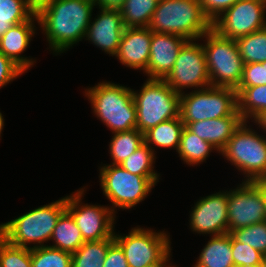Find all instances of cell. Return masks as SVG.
I'll use <instances>...</instances> for the list:
<instances>
[{
  "label": "cell",
  "mask_w": 266,
  "mask_h": 267,
  "mask_svg": "<svg viewBox=\"0 0 266 267\" xmlns=\"http://www.w3.org/2000/svg\"><path fill=\"white\" fill-rule=\"evenodd\" d=\"M189 215L193 233L210 236L228 233V190L200 198Z\"/></svg>",
  "instance_id": "15"
},
{
  "label": "cell",
  "mask_w": 266,
  "mask_h": 267,
  "mask_svg": "<svg viewBox=\"0 0 266 267\" xmlns=\"http://www.w3.org/2000/svg\"><path fill=\"white\" fill-rule=\"evenodd\" d=\"M158 0H125L120 8L125 28L148 27Z\"/></svg>",
  "instance_id": "27"
},
{
  "label": "cell",
  "mask_w": 266,
  "mask_h": 267,
  "mask_svg": "<svg viewBox=\"0 0 266 267\" xmlns=\"http://www.w3.org/2000/svg\"><path fill=\"white\" fill-rule=\"evenodd\" d=\"M38 23L37 14L27 21L14 25L0 38V52L17 64L25 73L33 67L36 60L22 55L28 48L32 37L35 36Z\"/></svg>",
  "instance_id": "19"
},
{
  "label": "cell",
  "mask_w": 266,
  "mask_h": 267,
  "mask_svg": "<svg viewBox=\"0 0 266 267\" xmlns=\"http://www.w3.org/2000/svg\"><path fill=\"white\" fill-rule=\"evenodd\" d=\"M86 188L66 196V210L74 218L84 242L100 241L114 235L116 215L109 206L84 204ZM115 222V223H114Z\"/></svg>",
  "instance_id": "11"
},
{
  "label": "cell",
  "mask_w": 266,
  "mask_h": 267,
  "mask_svg": "<svg viewBox=\"0 0 266 267\" xmlns=\"http://www.w3.org/2000/svg\"><path fill=\"white\" fill-rule=\"evenodd\" d=\"M266 220L265 202L255 182L243 181L228 191V233Z\"/></svg>",
  "instance_id": "14"
},
{
  "label": "cell",
  "mask_w": 266,
  "mask_h": 267,
  "mask_svg": "<svg viewBox=\"0 0 266 267\" xmlns=\"http://www.w3.org/2000/svg\"><path fill=\"white\" fill-rule=\"evenodd\" d=\"M90 21L85 38L109 56H115L125 29L120 9H100Z\"/></svg>",
  "instance_id": "16"
},
{
  "label": "cell",
  "mask_w": 266,
  "mask_h": 267,
  "mask_svg": "<svg viewBox=\"0 0 266 267\" xmlns=\"http://www.w3.org/2000/svg\"><path fill=\"white\" fill-rule=\"evenodd\" d=\"M237 241L248 244L266 257V220L230 233Z\"/></svg>",
  "instance_id": "34"
},
{
  "label": "cell",
  "mask_w": 266,
  "mask_h": 267,
  "mask_svg": "<svg viewBox=\"0 0 266 267\" xmlns=\"http://www.w3.org/2000/svg\"><path fill=\"white\" fill-rule=\"evenodd\" d=\"M193 267H235L232 259L231 234L211 236Z\"/></svg>",
  "instance_id": "21"
},
{
  "label": "cell",
  "mask_w": 266,
  "mask_h": 267,
  "mask_svg": "<svg viewBox=\"0 0 266 267\" xmlns=\"http://www.w3.org/2000/svg\"><path fill=\"white\" fill-rule=\"evenodd\" d=\"M198 41L188 40L182 46L173 69L164 79L176 93L182 94L187 88L197 90L211 86L203 46Z\"/></svg>",
  "instance_id": "12"
},
{
  "label": "cell",
  "mask_w": 266,
  "mask_h": 267,
  "mask_svg": "<svg viewBox=\"0 0 266 267\" xmlns=\"http://www.w3.org/2000/svg\"><path fill=\"white\" fill-rule=\"evenodd\" d=\"M232 259L235 267H257L266 257L248 244L237 241L231 235Z\"/></svg>",
  "instance_id": "35"
},
{
  "label": "cell",
  "mask_w": 266,
  "mask_h": 267,
  "mask_svg": "<svg viewBox=\"0 0 266 267\" xmlns=\"http://www.w3.org/2000/svg\"><path fill=\"white\" fill-rule=\"evenodd\" d=\"M257 267H266V259L260 265H258Z\"/></svg>",
  "instance_id": "46"
},
{
  "label": "cell",
  "mask_w": 266,
  "mask_h": 267,
  "mask_svg": "<svg viewBox=\"0 0 266 267\" xmlns=\"http://www.w3.org/2000/svg\"><path fill=\"white\" fill-rule=\"evenodd\" d=\"M152 30L149 27L125 28L115 58L131 69L147 71Z\"/></svg>",
  "instance_id": "18"
},
{
  "label": "cell",
  "mask_w": 266,
  "mask_h": 267,
  "mask_svg": "<svg viewBox=\"0 0 266 267\" xmlns=\"http://www.w3.org/2000/svg\"><path fill=\"white\" fill-rule=\"evenodd\" d=\"M247 123L240 124L219 154L245 175L244 181L254 182L266 178V136Z\"/></svg>",
  "instance_id": "7"
},
{
  "label": "cell",
  "mask_w": 266,
  "mask_h": 267,
  "mask_svg": "<svg viewBox=\"0 0 266 267\" xmlns=\"http://www.w3.org/2000/svg\"><path fill=\"white\" fill-rule=\"evenodd\" d=\"M33 14L25 0H0V38L7 30L27 21Z\"/></svg>",
  "instance_id": "30"
},
{
  "label": "cell",
  "mask_w": 266,
  "mask_h": 267,
  "mask_svg": "<svg viewBox=\"0 0 266 267\" xmlns=\"http://www.w3.org/2000/svg\"><path fill=\"white\" fill-rule=\"evenodd\" d=\"M238 112L244 121L253 120L266 110V85L237 87Z\"/></svg>",
  "instance_id": "25"
},
{
  "label": "cell",
  "mask_w": 266,
  "mask_h": 267,
  "mask_svg": "<svg viewBox=\"0 0 266 267\" xmlns=\"http://www.w3.org/2000/svg\"><path fill=\"white\" fill-rule=\"evenodd\" d=\"M243 121L241 116H228L191 122L186 127L220 152Z\"/></svg>",
  "instance_id": "20"
},
{
  "label": "cell",
  "mask_w": 266,
  "mask_h": 267,
  "mask_svg": "<svg viewBox=\"0 0 266 267\" xmlns=\"http://www.w3.org/2000/svg\"><path fill=\"white\" fill-rule=\"evenodd\" d=\"M83 93L90 100L96 118L112 133L136 128L137 114L131 88L102 81Z\"/></svg>",
  "instance_id": "3"
},
{
  "label": "cell",
  "mask_w": 266,
  "mask_h": 267,
  "mask_svg": "<svg viewBox=\"0 0 266 267\" xmlns=\"http://www.w3.org/2000/svg\"><path fill=\"white\" fill-rule=\"evenodd\" d=\"M65 210L66 196L1 223L0 236L8 243L23 248L48 246L44 243H49L57 220Z\"/></svg>",
  "instance_id": "2"
},
{
  "label": "cell",
  "mask_w": 266,
  "mask_h": 267,
  "mask_svg": "<svg viewBox=\"0 0 266 267\" xmlns=\"http://www.w3.org/2000/svg\"><path fill=\"white\" fill-rule=\"evenodd\" d=\"M99 182L103 194L107 197L116 214L117 209L130 210L151 193L159 182L160 176L134 175L120 165L103 164L99 166Z\"/></svg>",
  "instance_id": "5"
},
{
  "label": "cell",
  "mask_w": 266,
  "mask_h": 267,
  "mask_svg": "<svg viewBox=\"0 0 266 267\" xmlns=\"http://www.w3.org/2000/svg\"><path fill=\"white\" fill-rule=\"evenodd\" d=\"M211 86L236 89L243 75V60L236 40L223 37L212 27L201 37Z\"/></svg>",
  "instance_id": "6"
},
{
  "label": "cell",
  "mask_w": 266,
  "mask_h": 267,
  "mask_svg": "<svg viewBox=\"0 0 266 267\" xmlns=\"http://www.w3.org/2000/svg\"><path fill=\"white\" fill-rule=\"evenodd\" d=\"M114 241L122 248L129 267H149L170 263L171 241L167 232L136 226L128 234L114 232Z\"/></svg>",
  "instance_id": "10"
},
{
  "label": "cell",
  "mask_w": 266,
  "mask_h": 267,
  "mask_svg": "<svg viewBox=\"0 0 266 267\" xmlns=\"http://www.w3.org/2000/svg\"><path fill=\"white\" fill-rule=\"evenodd\" d=\"M95 6L94 0H55L37 14L53 54L66 52L85 38Z\"/></svg>",
  "instance_id": "1"
},
{
  "label": "cell",
  "mask_w": 266,
  "mask_h": 267,
  "mask_svg": "<svg viewBox=\"0 0 266 267\" xmlns=\"http://www.w3.org/2000/svg\"><path fill=\"white\" fill-rule=\"evenodd\" d=\"M114 242V235L100 241L84 242L72 253V267H103L109 246Z\"/></svg>",
  "instance_id": "28"
},
{
  "label": "cell",
  "mask_w": 266,
  "mask_h": 267,
  "mask_svg": "<svg viewBox=\"0 0 266 267\" xmlns=\"http://www.w3.org/2000/svg\"><path fill=\"white\" fill-rule=\"evenodd\" d=\"M28 8L34 13L38 14L44 7L49 6L55 0H25Z\"/></svg>",
  "instance_id": "40"
},
{
  "label": "cell",
  "mask_w": 266,
  "mask_h": 267,
  "mask_svg": "<svg viewBox=\"0 0 266 267\" xmlns=\"http://www.w3.org/2000/svg\"><path fill=\"white\" fill-rule=\"evenodd\" d=\"M266 85V61L243 66L242 80L238 87Z\"/></svg>",
  "instance_id": "36"
},
{
  "label": "cell",
  "mask_w": 266,
  "mask_h": 267,
  "mask_svg": "<svg viewBox=\"0 0 266 267\" xmlns=\"http://www.w3.org/2000/svg\"><path fill=\"white\" fill-rule=\"evenodd\" d=\"M184 127L185 125L180 116L163 121L144 133V142L154 152H156L155 146L160 149L172 148L177 152Z\"/></svg>",
  "instance_id": "22"
},
{
  "label": "cell",
  "mask_w": 266,
  "mask_h": 267,
  "mask_svg": "<svg viewBox=\"0 0 266 267\" xmlns=\"http://www.w3.org/2000/svg\"><path fill=\"white\" fill-rule=\"evenodd\" d=\"M213 150L220 153L210 142L199 138L186 126L184 127L177 150L180 159L184 163L189 166L203 164Z\"/></svg>",
  "instance_id": "24"
},
{
  "label": "cell",
  "mask_w": 266,
  "mask_h": 267,
  "mask_svg": "<svg viewBox=\"0 0 266 267\" xmlns=\"http://www.w3.org/2000/svg\"><path fill=\"white\" fill-rule=\"evenodd\" d=\"M148 27L158 33L201 40L212 24L203 13L200 0H158Z\"/></svg>",
  "instance_id": "4"
},
{
  "label": "cell",
  "mask_w": 266,
  "mask_h": 267,
  "mask_svg": "<svg viewBox=\"0 0 266 267\" xmlns=\"http://www.w3.org/2000/svg\"><path fill=\"white\" fill-rule=\"evenodd\" d=\"M179 116L187 126L191 122L241 116L237 91L231 87L209 86L180 94Z\"/></svg>",
  "instance_id": "9"
},
{
  "label": "cell",
  "mask_w": 266,
  "mask_h": 267,
  "mask_svg": "<svg viewBox=\"0 0 266 267\" xmlns=\"http://www.w3.org/2000/svg\"><path fill=\"white\" fill-rule=\"evenodd\" d=\"M254 182L260 187L262 191L264 202H265V213H266V178L259 179Z\"/></svg>",
  "instance_id": "43"
},
{
  "label": "cell",
  "mask_w": 266,
  "mask_h": 267,
  "mask_svg": "<svg viewBox=\"0 0 266 267\" xmlns=\"http://www.w3.org/2000/svg\"><path fill=\"white\" fill-rule=\"evenodd\" d=\"M253 123H256L257 128H261L264 133H266V110H264L260 115H258L254 120Z\"/></svg>",
  "instance_id": "42"
},
{
  "label": "cell",
  "mask_w": 266,
  "mask_h": 267,
  "mask_svg": "<svg viewBox=\"0 0 266 267\" xmlns=\"http://www.w3.org/2000/svg\"><path fill=\"white\" fill-rule=\"evenodd\" d=\"M24 73L17 64L0 52V89Z\"/></svg>",
  "instance_id": "38"
},
{
  "label": "cell",
  "mask_w": 266,
  "mask_h": 267,
  "mask_svg": "<svg viewBox=\"0 0 266 267\" xmlns=\"http://www.w3.org/2000/svg\"><path fill=\"white\" fill-rule=\"evenodd\" d=\"M243 63L266 61V27L236 39Z\"/></svg>",
  "instance_id": "29"
},
{
  "label": "cell",
  "mask_w": 266,
  "mask_h": 267,
  "mask_svg": "<svg viewBox=\"0 0 266 267\" xmlns=\"http://www.w3.org/2000/svg\"><path fill=\"white\" fill-rule=\"evenodd\" d=\"M112 134L109 154L114 165L122 163L144 143V134L136 128Z\"/></svg>",
  "instance_id": "26"
},
{
  "label": "cell",
  "mask_w": 266,
  "mask_h": 267,
  "mask_svg": "<svg viewBox=\"0 0 266 267\" xmlns=\"http://www.w3.org/2000/svg\"><path fill=\"white\" fill-rule=\"evenodd\" d=\"M50 241H53V244H49L48 246L69 253L76 252L84 243L80 229L67 210H65L57 220Z\"/></svg>",
  "instance_id": "23"
},
{
  "label": "cell",
  "mask_w": 266,
  "mask_h": 267,
  "mask_svg": "<svg viewBox=\"0 0 266 267\" xmlns=\"http://www.w3.org/2000/svg\"><path fill=\"white\" fill-rule=\"evenodd\" d=\"M238 0H200L202 11L211 24Z\"/></svg>",
  "instance_id": "37"
},
{
  "label": "cell",
  "mask_w": 266,
  "mask_h": 267,
  "mask_svg": "<svg viewBox=\"0 0 266 267\" xmlns=\"http://www.w3.org/2000/svg\"><path fill=\"white\" fill-rule=\"evenodd\" d=\"M156 154L144 142L134 153L119 165L134 175L160 176L154 170Z\"/></svg>",
  "instance_id": "31"
},
{
  "label": "cell",
  "mask_w": 266,
  "mask_h": 267,
  "mask_svg": "<svg viewBox=\"0 0 266 267\" xmlns=\"http://www.w3.org/2000/svg\"><path fill=\"white\" fill-rule=\"evenodd\" d=\"M149 267H176L175 264L171 265V263H157L154 265H151Z\"/></svg>",
  "instance_id": "44"
},
{
  "label": "cell",
  "mask_w": 266,
  "mask_h": 267,
  "mask_svg": "<svg viewBox=\"0 0 266 267\" xmlns=\"http://www.w3.org/2000/svg\"><path fill=\"white\" fill-rule=\"evenodd\" d=\"M187 41L176 34L152 31L150 57L144 73L148 76L147 79L164 80L173 69L178 53Z\"/></svg>",
  "instance_id": "17"
},
{
  "label": "cell",
  "mask_w": 266,
  "mask_h": 267,
  "mask_svg": "<svg viewBox=\"0 0 266 267\" xmlns=\"http://www.w3.org/2000/svg\"><path fill=\"white\" fill-rule=\"evenodd\" d=\"M265 27L264 0H238L212 23L220 35L234 40Z\"/></svg>",
  "instance_id": "13"
},
{
  "label": "cell",
  "mask_w": 266,
  "mask_h": 267,
  "mask_svg": "<svg viewBox=\"0 0 266 267\" xmlns=\"http://www.w3.org/2000/svg\"><path fill=\"white\" fill-rule=\"evenodd\" d=\"M103 267H129L122 248L115 241L109 246Z\"/></svg>",
  "instance_id": "39"
},
{
  "label": "cell",
  "mask_w": 266,
  "mask_h": 267,
  "mask_svg": "<svg viewBox=\"0 0 266 267\" xmlns=\"http://www.w3.org/2000/svg\"><path fill=\"white\" fill-rule=\"evenodd\" d=\"M94 2L99 9H120L125 0H94Z\"/></svg>",
  "instance_id": "41"
},
{
  "label": "cell",
  "mask_w": 266,
  "mask_h": 267,
  "mask_svg": "<svg viewBox=\"0 0 266 267\" xmlns=\"http://www.w3.org/2000/svg\"><path fill=\"white\" fill-rule=\"evenodd\" d=\"M0 267H32L31 249L12 245L0 236Z\"/></svg>",
  "instance_id": "33"
},
{
  "label": "cell",
  "mask_w": 266,
  "mask_h": 267,
  "mask_svg": "<svg viewBox=\"0 0 266 267\" xmlns=\"http://www.w3.org/2000/svg\"><path fill=\"white\" fill-rule=\"evenodd\" d=\"M4 121H5V119L3 117V114L0 112V138L2 137L1 133H2V130L4 128Z\"/></svg>",
  "instance_id": "45"
},
{
  "label": "cell",
  "mask_w": 266,
  "mask_h": 267,
  "mask_svg": "<svg viewBox=\"0 0 266 267\" xmlns=\"http://www.w3.org/2000/svg\"><path fill=\"white\" fill-rule=\"evenodd\" d=\"M32 267H72V253L50 246L31 249Z\"/></svg>",
  "instance_id": "32"
},
{
  "label": "cell",
  "mask_w": 266,
  "mask_h": 267,
  "mask_svg": "<svg viewBox=\"0 0 266 267\" xmlns=\"http://www.w3.org/2000/svg\"><path fill=\"white\" fill-rule=\"evenodd\" d=\"M137 123L143 134L159 123L179 117L180 94L164 80L147 79L141 89L133 90Z\"/></svg>",
  "instance_id": "8"
}]
</instances>
